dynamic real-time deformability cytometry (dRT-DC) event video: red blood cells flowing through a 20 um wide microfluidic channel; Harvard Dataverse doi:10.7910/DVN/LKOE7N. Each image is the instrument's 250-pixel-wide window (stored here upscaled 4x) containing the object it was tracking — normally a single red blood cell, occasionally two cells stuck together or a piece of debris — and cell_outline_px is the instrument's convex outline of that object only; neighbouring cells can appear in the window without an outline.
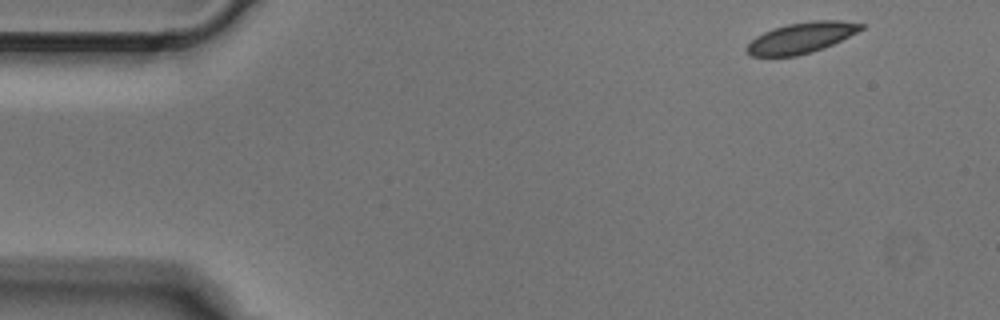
{"species": "Egyptian fruit bat (a non-hibernating species)", "species_latin": "Rousettus aegyptiacus", "temperature_condition": "cold", "stored_images_in_passage": 4, "segment_of_instrument_passage": [2, 2], "camera_frame_rate_fps": 3000, "um_per_image_px": 0.085, "animal": {"sex": "male"}, "frame": {"image": 1, "passage_image": 4, "time_ms": 1.0, "image_size_px": [1000, 320], "cell_outline_px": [[864, 28], [824, 48], [812, 52], [796, 56], [752, 56], [744, 52], [744, 48], [756, 36], [772, 28], [788, 24], [812, 20], [840, 20], [864, 24]], "centroid_in_image_um": [68.06, 3.21], "position_along_channel_um": 16.9, "area_um2": 20.46}}